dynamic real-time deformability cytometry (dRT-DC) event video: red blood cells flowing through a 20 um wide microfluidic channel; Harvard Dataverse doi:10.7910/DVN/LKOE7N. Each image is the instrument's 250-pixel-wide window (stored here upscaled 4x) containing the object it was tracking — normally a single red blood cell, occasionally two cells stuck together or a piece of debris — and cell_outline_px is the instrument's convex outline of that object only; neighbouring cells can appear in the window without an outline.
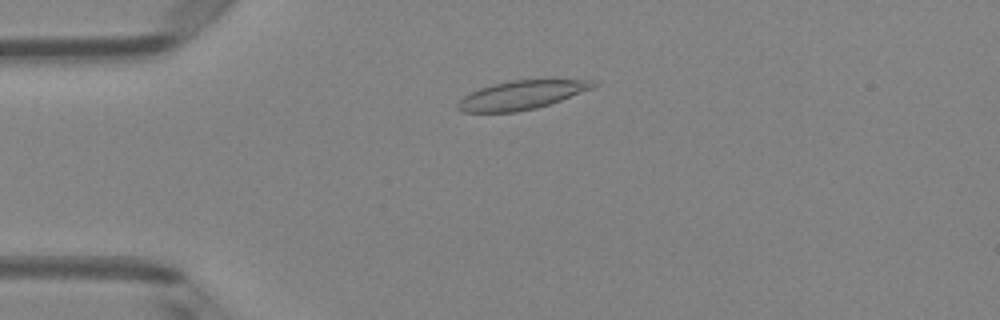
{"species": "Egyptian fruit bat (a non-hibernating species)", "species_latin": "Rousettus aegyptiacus", "temperature_condition": "room temperature", "stored_images_in_passage": 4, "camera_frame_rate_fps": 3000, "um_per_image_px": 0.085, "animal": {"sex": "female"}, "frame": {"image": 1, "passage_image": 3, "time_ms": 0.667, "image_size_px": [1000, 320], "cell_outline_px": [[600, 84], [592, 88], [560, 100], [536, 108], [516, 112], [464, 112], [456, 108], [456, 104], [464, 96], [480, 88], [512, 80], [592, 80]], "centroid_in_image_um": [44.31, 8.08], "position_along_channel_um": 40.7, "area_um2": 22.25}}